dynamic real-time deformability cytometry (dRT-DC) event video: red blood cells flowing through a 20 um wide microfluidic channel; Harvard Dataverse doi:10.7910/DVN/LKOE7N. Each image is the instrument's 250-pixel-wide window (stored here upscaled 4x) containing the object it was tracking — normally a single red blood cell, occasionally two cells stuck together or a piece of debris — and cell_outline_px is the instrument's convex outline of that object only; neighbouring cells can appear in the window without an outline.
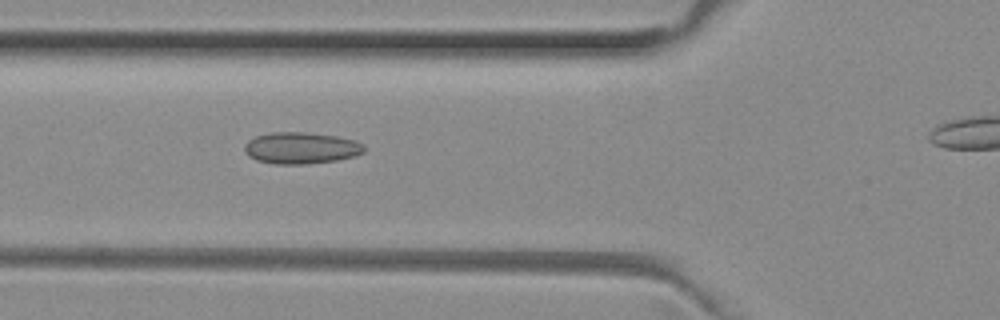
{"species": "common noctule bat (a hibernating species)", "species_latin": "Nyctalus noctula", "temperature_condition": "room temperature", "stored_images_in_passage": 29, "camera_frame_rate_fps": 3000, "um_per_image_px": 0.085, "animal": {"sex": "female", "body_mass_g": 29.2, "forearm_length_mm": 56.3}, "frame": {"image": 1, "passage_image": 4, "time_ms": 1.0, "image_size_px": [1000, 320], "cell_outline_px": [[364, 152], [352, 156], [336, 160], [304, 164], [276, 164], [256, 160], [248, 156], [244, 152], [244, 144], [248, 140], [256, 136], [272, 132], [304, 132], [336, 136], [356, 140], [364, 144]], "centroid_in_image_um": [25.56, 12.57], "position_along_channel_um": 100.2, "area_um2": 22.02}}
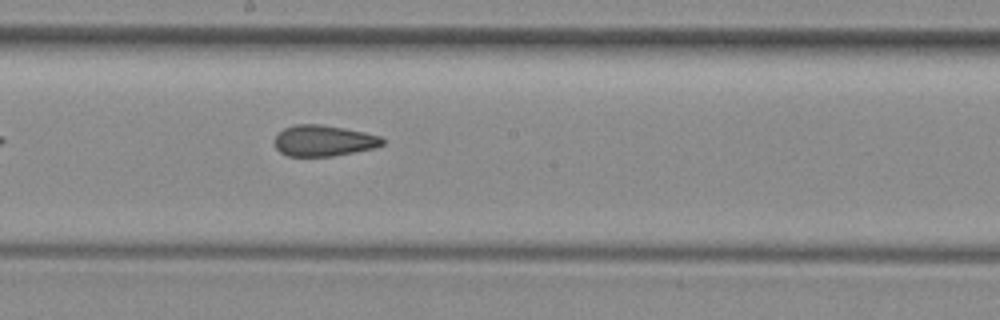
{"frame": {"image": 2, "passage_image": 13, "time_ms": 4.0, "image_size_px": [1000, 320], "cell_outline_px": [[384, 144], [372, 148], [332, 156], [288, 156], [280, 152], [276, 148], [276, 136], [284, 128], [296, 124], [320, 124], [344, 128], [364, 132], [380, 136], [384, 140]], "centroid_in_image_um": [27.5, 11.95], "position_along_channel_um": 220.7, "area_um2": 19.25}}
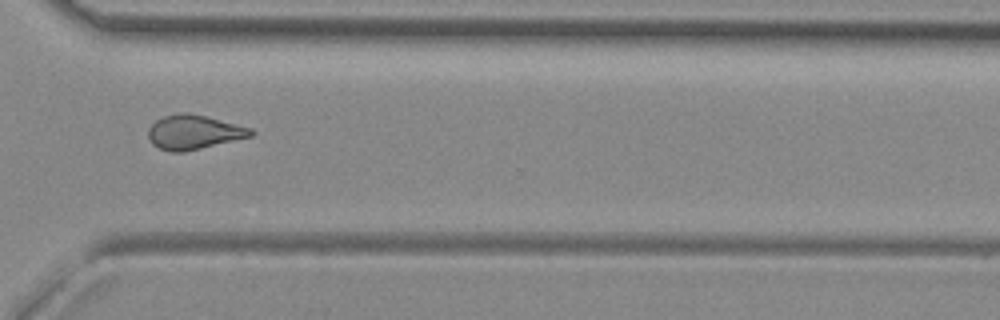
{"frame": {"image": 3, "passage_image": 23, "time_ms": 7.333, "image_size_px": [1000, 320], "cell_outline_px": [[256, 132], [252, 136], [184, 152], [172, 152], [160, 148], [152, 144], [148, 136], [148, 128], [156, 120], [164, 116], [180, 112], [188, 112], [252, 128]], "centroid_in_image_um": [16.46, 11.23], "position_along_channel_um": 354.1, "area_um2": 20.4}, "authors_computed_cell_mechanics": {"area_um2": 20.0566, "velocity_mm_per_s": 4.0075, "shape_relaxation_time_tau1_ms": null, "shape_relaxation_time_tau2_ms": 2.539, "deformation_change_tau1": null, "deformation_change_tau2": 0.1103}}